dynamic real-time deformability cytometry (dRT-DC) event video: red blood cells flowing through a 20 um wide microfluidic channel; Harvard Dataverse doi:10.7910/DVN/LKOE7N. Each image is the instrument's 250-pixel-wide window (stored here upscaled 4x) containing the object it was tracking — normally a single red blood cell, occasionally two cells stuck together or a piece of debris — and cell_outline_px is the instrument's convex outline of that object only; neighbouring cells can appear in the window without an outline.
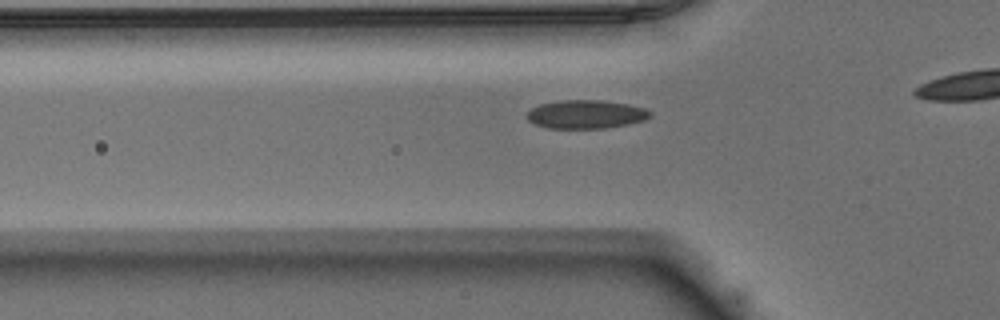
{"species": "Egyptian fruit bat (a non-hibernating species)", "species_latin": "Rousettus aegyptiacus", "temperature_condition": "warm", "stored_images_in_passage": 34, "camera_frame_rate_fps": 3000, "um_per_image_px": 0.085, "animal": {"sex": "male"}, "frame": {"image": 1, "passage_image": 10, "time_ms": 3.0, "image_size_px": [1000, 320], "cell_outline_px": [[652, 116], [644, 120], [628, 124], [604, 128], [548, 128], [532, 124], [528, 120], [528, 112], [532, 108], [540, 104], [560, 100], [600, 100], [628, 104], [644, 108], [652, 112]], "centroid_in_image_um": [49.81, 9.71], "position_along_channel_um": 76.0, "area_um2": 20.46}}
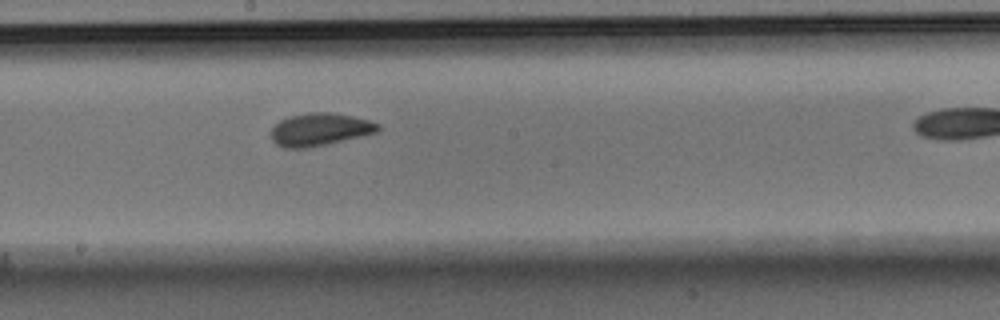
{"frame": {"image": 2, "passage_image": 21, "time_ms": 6.667, "image_size_px": [1000, 320], "cell_outline_px": [[380, 128], [376, 132], [360, 136], [308, 148], [284, 148], [276, 144], [272, 140], [272, 128], [280, 120], [288, 116], [308, 112], [328, 112], [352, 116], [368, 120], [380, 124]], "centroid_in_image_um": [27.15, 11.0], "position_along_channel_um": 221.0, "area_um2": 20.17}}
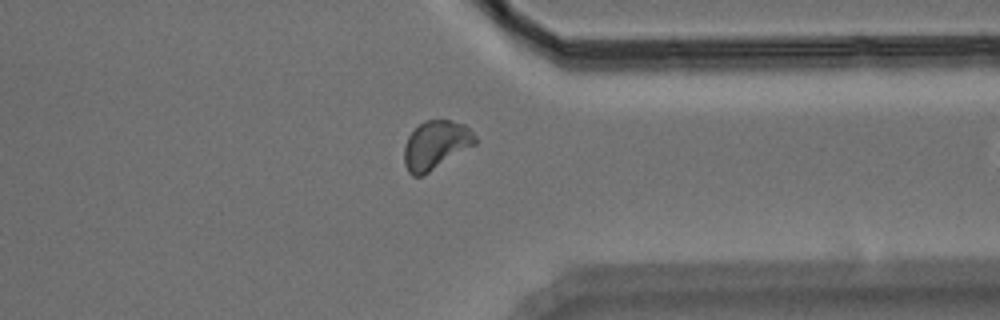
{"frame": {"image": 3, "passage_image": 33, "time_ms": 10.667, "image_size_px": [1000, 320], "cell_outline_px": [[476, 144], [428, 172], [420, 176], [412, 176], [408, 172], [404, 164], [404, 144], [408, 136], [424, 120], [448, 120], [464, 124], [476, 136]], "centroid_in_image_um": [37.02, 12.32], "position_along_channel_um": 374.4, "area_um2": 19.88}}